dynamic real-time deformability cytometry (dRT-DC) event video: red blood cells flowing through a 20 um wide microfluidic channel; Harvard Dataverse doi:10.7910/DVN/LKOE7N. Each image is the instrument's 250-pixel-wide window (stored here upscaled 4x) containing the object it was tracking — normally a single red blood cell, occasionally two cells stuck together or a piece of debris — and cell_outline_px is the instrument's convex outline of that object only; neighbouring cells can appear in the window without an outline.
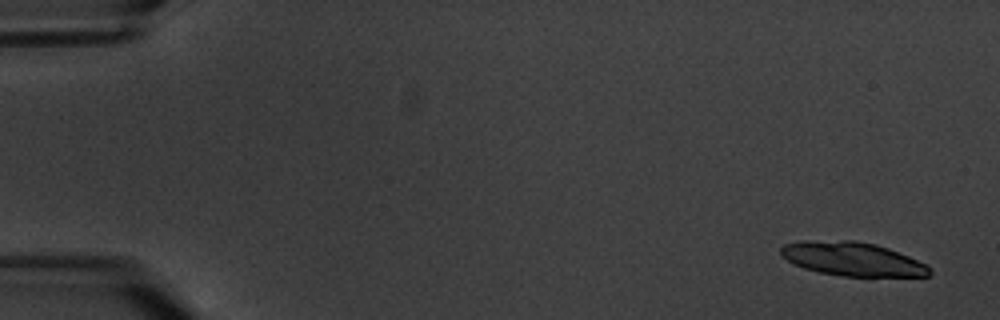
{"species": "common noctule bat (a hibernating species)", "species_latin": "Nyctalus noctula", "temperature_condition": "warm", "stored_images_in_passage": 6, "camera_frame_rate_fps": 3000, "um_per_image_px": 0.085, "animal": {"sex": "male", "body_mass_g": 20.1, "forearm_length_mm": 53.5}, "frame": {"image": 1, "passage_image": 1, "time_ms": 0.0, "image_size_px": [1000, 320], "cell_outline_px": [[932, 272], [928, 276], [844, 276], [820, 272], [804, 268], [780, 256], [780, 248], [784, 244], [800, 240], [856, 240], [876, 244], [888, 248], [908, 256], [932, 268]], "centroid_in_image_um": [72.42, 21.99], "position_along_channel_um": 12.6, "area_um2": 29.25}}